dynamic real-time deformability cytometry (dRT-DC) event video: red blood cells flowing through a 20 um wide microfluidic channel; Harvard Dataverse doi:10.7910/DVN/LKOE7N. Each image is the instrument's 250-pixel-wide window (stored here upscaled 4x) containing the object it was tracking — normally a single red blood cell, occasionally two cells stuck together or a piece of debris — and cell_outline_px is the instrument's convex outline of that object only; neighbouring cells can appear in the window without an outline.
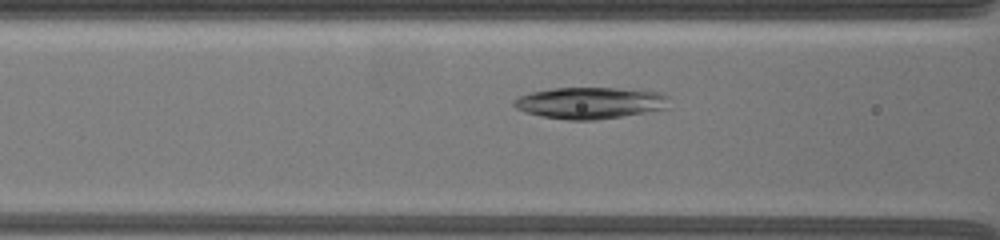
{"species": "common noctule bat (a hibernating species)", "species_latin": "Nyctalus noctula", "temperature_condition": "warm", "stored_images_in_passage": 8, "camera_frame_rate_fps": 3000, "um_per_image_px": 0.085, "animal": {"sex": "female", "body_mass_g": 19.5, "forearm_length_mm": 54.1}, "frame": {"image": 1, "passage_image": 5, "time_ms": 1.333, "image_size_px": [1000, 240], "cell_outline_px": [[668, 108], [596, 120], [568, 120], [540, 116], [524, 112], [516, 108], [512, 104], [512, 100], [528, 92], [552, 88], [616, 88], [660, 92], [668, 96]], "centroid_in_image_um": [50.1, 8.74], "position_along_channel_um": 116.5, "area_um2": 28.61}}